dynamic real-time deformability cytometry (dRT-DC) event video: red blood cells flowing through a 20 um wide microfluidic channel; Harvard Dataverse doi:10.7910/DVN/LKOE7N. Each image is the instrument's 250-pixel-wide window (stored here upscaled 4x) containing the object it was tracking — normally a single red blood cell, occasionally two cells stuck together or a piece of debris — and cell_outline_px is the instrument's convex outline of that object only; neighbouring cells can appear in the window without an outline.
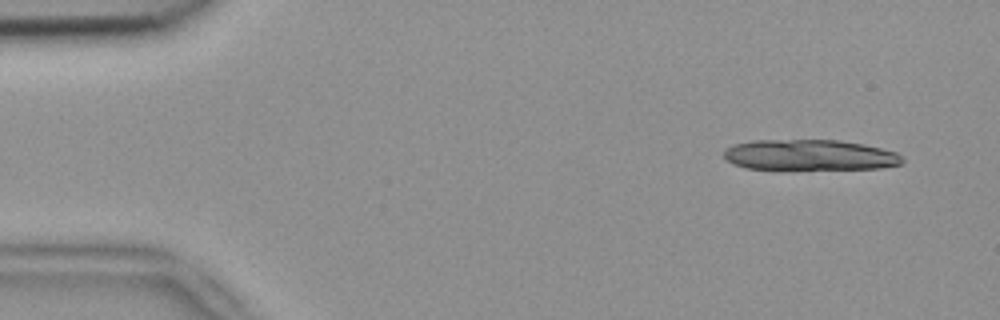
{"species": "common noctule bat (a hibernating species)", "species_latin": "Nyctalus noctula", "temperature_condition": "room temperature", "stored_images_in_passage": 4, "camera_frame_rate_fps": 3000, "um_per_image_px": 0.085, "animal": {"sex": "female", "body_mass_g": 18.4}, "frame": {"image": 1, "passage_image": 1, "time_ms": 0.0, "image_size_px": [1000, 320], "cell_outline_px": [[904, 164], [880, 168], [744, 168], [732, 164], [724, 156], [724, 148], [732, 144], [752, 140], [840, 140], [864, 144], [896, 152], [904, 160]], "centroid_in_image_um": [68.8, 13.15], "position_along_channel_um": 16.2, "area_um2": 31.67}}
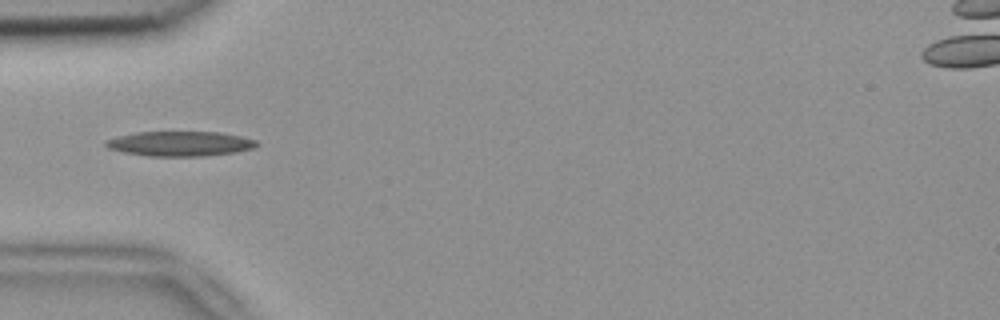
{"frame": {"image": 2, "passage_image": 4, "time_ms": 1.0, "image_size_px": [1000, 320], "cell_outline_px": [[260, 144], [256, 148], [236, 152], [204, 156], [148, 156], [124, 152], [108, 148], [104, 144], [104, 140], [116, 136], [136, 132], [220, 132], [240, 136], [256, 140]], "centroid_in_image_um": [15.31, 12.21], "position_along_channel_um": 69.7, "area_um2": 22.02}}